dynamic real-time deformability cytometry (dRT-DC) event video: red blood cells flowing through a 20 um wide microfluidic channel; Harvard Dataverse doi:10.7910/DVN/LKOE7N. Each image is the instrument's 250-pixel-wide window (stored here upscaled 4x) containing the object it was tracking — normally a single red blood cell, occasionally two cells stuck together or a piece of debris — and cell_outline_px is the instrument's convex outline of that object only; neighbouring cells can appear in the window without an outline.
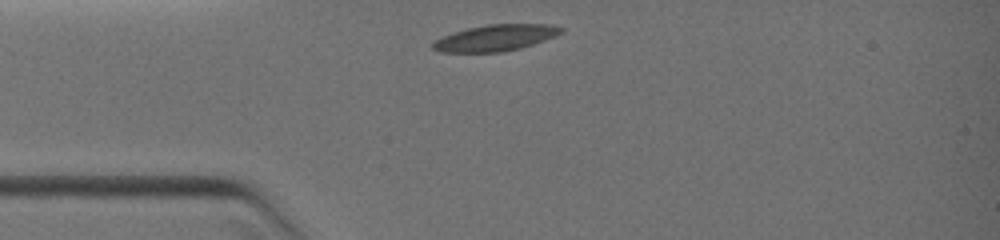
{"species": "common noctule bat (a hibernating species)", "species_latin": "Nyctalus noctula", "temperature_condition": "warm", "stored_images_in_passage": 31, "camera_frame_rate_fps": 3000, "um_per_image_px": 0.085, "animal": {"sex": "female", "body_mass_g": 19.0, "forearm_length_mm": 51.5}, "frame": {"image": 1, "passage_image": 1, "time_ms": 0.0, "image_size_px": [1000, 240], "cell_outline_px": [[564, 32], [544, 40], [520, 48], [500, 52], [440, 52], [432, 48], [432, 44], [436, 40], [444, 36], [468, 28], [488, 24], [552, 24], [564, 28]], "centroid_in_image_um": [42.15, 3.21], "position_along_channel_um": 42.8, "area_um2": 19.42}}
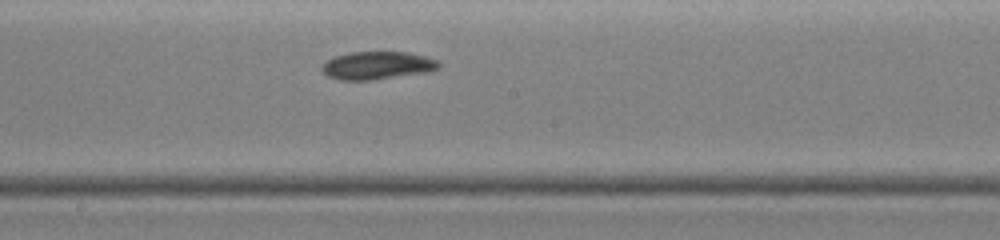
{"frame": {"image": 2, "passage_image": 18, "time_ms": 4.0, "image_size_px": [1000, 240], "cell_outline_px": [[440, 68], [428, 72], [372, 80], [340, 80], [328, 76], [320, 68], [328, 60], [336, 56], [352, 52], [408, 52], [440, 60]], "centroid_in_image_um": [32.12, 5.56], "position_along_channel_um": 216.1, "area_um2": 18.96}}
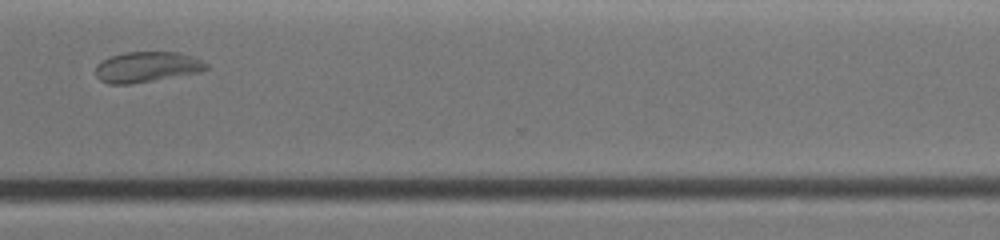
{"frame": {"image": 3, "passage_image": 30, "time_ms": 7.0, "image_size_px": [1000, 240], "cell_outline_px": [[208, 68], [204, 72], [132, 84], [108, 84], [100, 80], [96, 76], [96, 64], [112, 56], [124, 52], [180, 52], [192, 56], [208, 64]], "centroid_in_image_um": [12.52, 5.7], "position_along_channel_um": 358.1, "area_um2": 19.88}}